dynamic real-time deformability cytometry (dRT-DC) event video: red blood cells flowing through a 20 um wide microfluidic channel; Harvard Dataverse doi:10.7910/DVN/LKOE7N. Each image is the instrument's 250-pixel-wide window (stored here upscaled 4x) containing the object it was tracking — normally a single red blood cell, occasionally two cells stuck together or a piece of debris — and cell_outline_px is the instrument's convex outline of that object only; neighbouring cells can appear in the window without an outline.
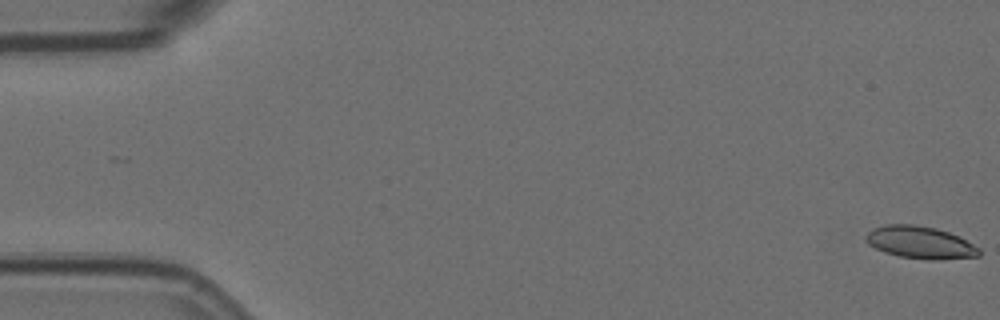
{"species": "Egyptian fruit bat (a non-hibernating species)", "species_latin": "Rousettus aegyptiacus", "temperature_condition": "room temperature", "stored_images_in_passage": 24, "camera_frame_rate_fps": 3000, "um_per_image_px": 0.085, "animal": {"sex": "female"}, "frame": {"image": 1, "passage_image": 1, "time_ms": 0.0, "image_size_px": [1000, 320], "cell_outline_px": [[980, 256], [940, 260], [932, 260], [900, 256], [884, 252], [868, 244], [864, 240], [864, 236], [872, 228], [888, 224], [912, 224], [936, 228], [960, 236], [980, 248]], "centroid_in_image_um": [78.22, 20.6], "position_along_channel_um": 6.8, "area_um2": 21.5}}
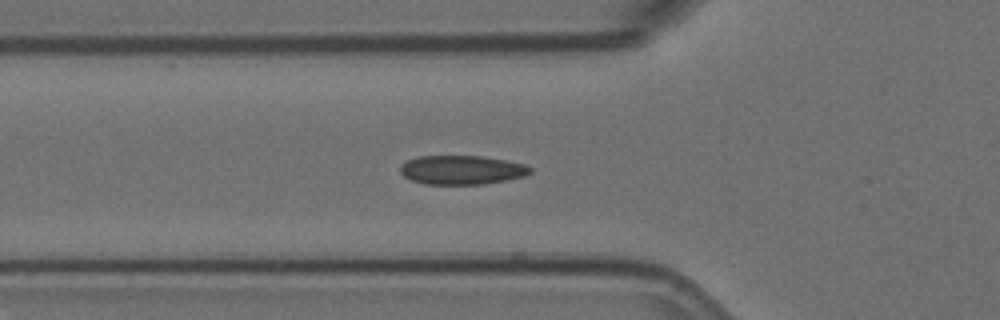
{"frame": {"image": 2, "passage_image": 20, "time_ms": 6.333, "image_size_px": [1000, 320], "cell_outline_px": [[532, 172], [524, 176], [484, 184], [424, 184], [412, 180], [404, 176], [400, 172], [400, 164], [416, 156], [480, 156], [504, 160], [524, 164], [532, 168]], "centroid_in_image_um": [39.22, 14.44], "position_along_channel_um": 86.6, "area_um2": 21.91}}
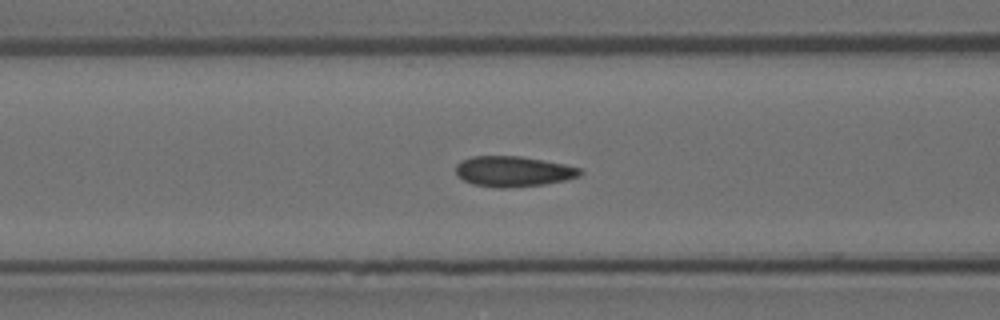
{"frame": {"image": 3, "passage_image": 23, "time_ms": 7.333, "image_size_px": [1000, 320], "cell_outline_px": [[580, 176], [564, 180], [544, 184], [508, 188], [496, 188], [472, 184], [456, 176], [456, 164], [460, 160], [472, 156], [520, 156], [564, 164], [580, 168]], "centroid_in_image_um": [43.56, 14.57], "position_along_channel_um": 123.0, "area_um2": 22.08}}